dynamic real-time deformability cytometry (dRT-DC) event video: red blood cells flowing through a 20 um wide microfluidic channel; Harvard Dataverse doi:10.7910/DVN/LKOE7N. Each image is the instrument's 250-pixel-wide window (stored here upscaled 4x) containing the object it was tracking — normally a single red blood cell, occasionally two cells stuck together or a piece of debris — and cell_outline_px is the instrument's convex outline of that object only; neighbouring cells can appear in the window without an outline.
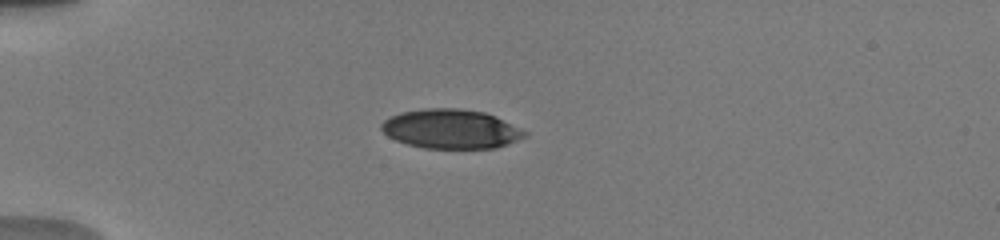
{"species": "human", "species_latin": "Homo sapiens", "temperature_condition": "warm", "stored_images_in_passage": 28, "camera_frame_rate_fps": 3000, "um_per_image_px": 0.085, "donor": {"sex": "male"}, "frame": {"image": 1, "passage_image": 1, "time_ms": 0.0, "image_size_px": [1000, 240], "cell_outline_px": [[528, 136], [508, 144], [496, 148], [424, 148], [408, 144], [396, 140], [388, 136], [380, 128], [380, 124], [388, 116], [400, 112], [424, 108], [460, 108], [484, 112], [496, 116], [528, 132]], "centroid_in_image_um": [38.33, 10.95], "position_along_channel_um": 46.7, "area_um2": 33.06}}
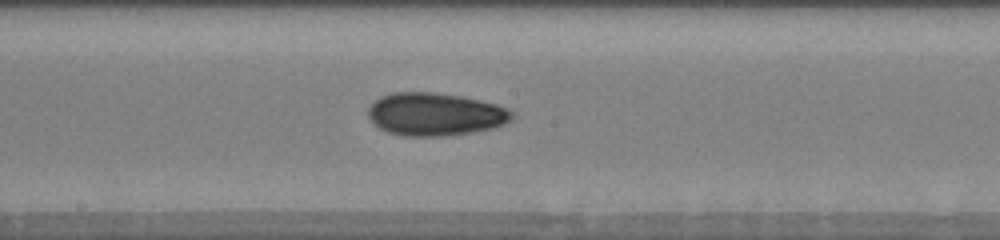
{"frame": {"image": 2, "passage_image": 10, "time_ms": 5.0, "image_size_px": [1000, 240], "cell_outline_px": [[516, 116], [512, 120], [504, 124], [492, 128], [472, 132], [444, 136], [404, 136], [388, 132], [372, 124], [368, 116], [368, 108], [380, 96], [392, 92], [432, 92], [464, 96], [496, 104], [508, 108]], "centroid_in_image_um": [36.99, 9.7], "position_along_channel_um": 211.2, "area_um2": 36.24}}
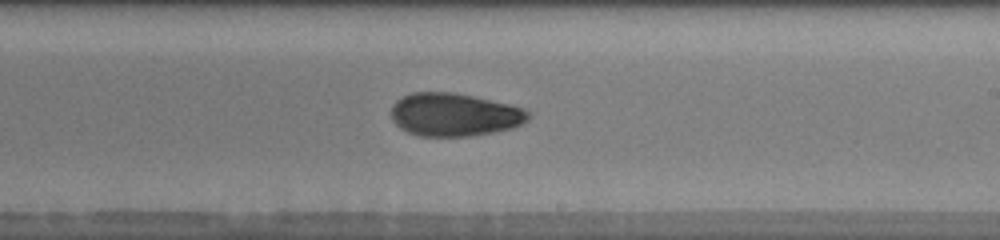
{"frame": {"image": 3, "passage_image": 13, "time_ms": 6.0, "image_size_px": [1000, 240], "cell_outline_px": [[532, 116], [528, 120], [512, 128], [492, 132], [468, 136], [420, 136], [408, 132], [400, 128], [392, 120], [392, 104], [396, 100], [412, 92], [452, 92], [472, 96], [508, 104], [524, 108]], "centroid_in_image_um": [38.61, 9.74], "position_along_channel_um": 250.4, "area_um2": 34.28}, "authors_computed_cell_mechanics": {"area_um2": 34.3043, "velocity_mm_per_s": 3.9247, "shape_relaxation_time_tau1_ms": 9.1932, "shape_relaxation_time_tau2_ms": 2.93, "deformation_change_tau1": 0.2158, "deformation_change_tau2": 0.0786}}